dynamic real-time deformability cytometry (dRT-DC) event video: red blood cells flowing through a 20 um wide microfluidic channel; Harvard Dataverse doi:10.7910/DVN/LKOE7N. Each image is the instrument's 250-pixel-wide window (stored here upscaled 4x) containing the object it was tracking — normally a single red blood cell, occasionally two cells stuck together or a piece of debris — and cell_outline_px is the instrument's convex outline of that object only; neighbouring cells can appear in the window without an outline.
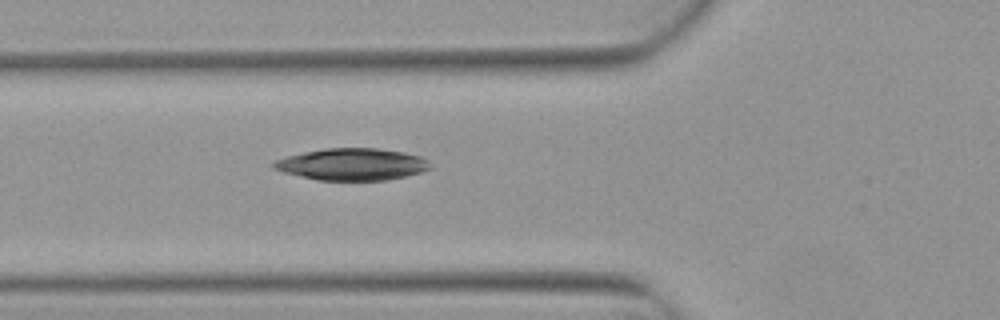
{"species": "Egyptian fruit bat (a non-hibernating species)", "species_latin": "Rousettus aegyptiacus", "temperature_condition": "warm", "stored_images_in_passage": 3, "camera_frame_rate_fps": 3000, "um_per_image_px": 0.085, "animal": {"sex": "female"}, "frame": {"image": 1, "passage_image": 3, "time_ms": 0.667, "image_size_px": [1000, 320], "cell_outline_px": [[432, 168], [420, 172], [388, 180], [316, 180], [284, 172], [272, 168], [272, 164], [276, 160], [284, 156], [324, 148], [376, 148], [404, 152], [420, 156], [428, 160]], "centroid_in_image_um": [29.92, 13.96], "position_along_channel_um": 95.9, "area_um2": 29.13}}